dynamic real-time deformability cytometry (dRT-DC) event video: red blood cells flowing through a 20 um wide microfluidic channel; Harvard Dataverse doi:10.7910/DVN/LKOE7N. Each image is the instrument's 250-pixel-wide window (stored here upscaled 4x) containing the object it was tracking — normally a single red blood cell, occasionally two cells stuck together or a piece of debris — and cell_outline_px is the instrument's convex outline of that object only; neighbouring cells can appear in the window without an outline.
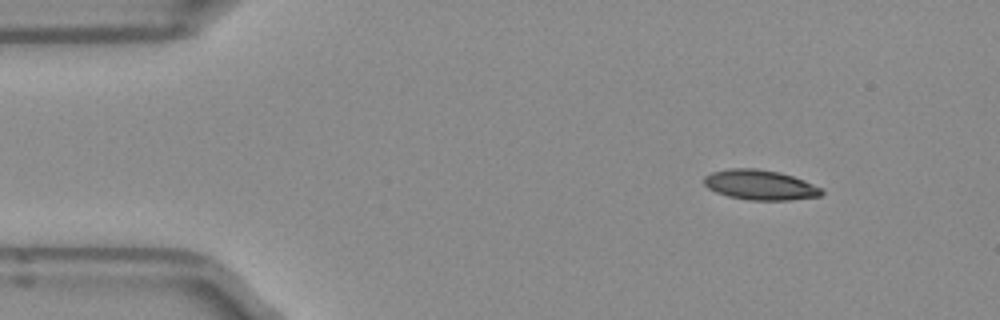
{"species": "Egyptian fruit bat (a non-hibernating species)", "species_latin": "Rousettus aegyptiacus", "temperature_condition": "room temperature", "stored_images_in_passage": 46, "camera_frame_rate_fps": 3000, "um_per_image_px": 0.085, "frame": {"image": 1, "passage_image": 1, "time_ms": 0.0, "image_size_px": [1000, 320], "cell_outline_px": [[824, 192], [820, 196], [792, 200], [748, 200], [728, 196], [716, 192], [708, 188], [704, 184], [704, 176], [712, 172], [728, 168], [756, 168], [780, 172], [804, 180], [824, 188]], "centroid_in_image_um": [64.63, 15.71], "position_along_channel_um": 20.4, "area_um2": 20.75}}
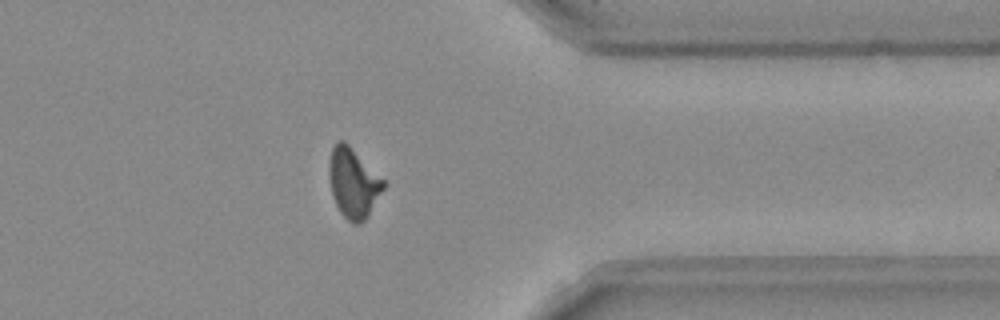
{"frame": {"image": 2, "passage_image": 35, "time_ms": 11.333, "image_size_px": [1000, 320], "cell_outline_px": [[384, 188], [364, 220], [360, 224], [352, 224], [340, 212], [336, 204], [332, 192], [328, 168], [332, 148], [340, 140], [344, 140], [384, 180]], "centroid_in_image_um": [30.02, 15.55], "position_along_channel_um": 381.4, "area_um2": 21.5}}
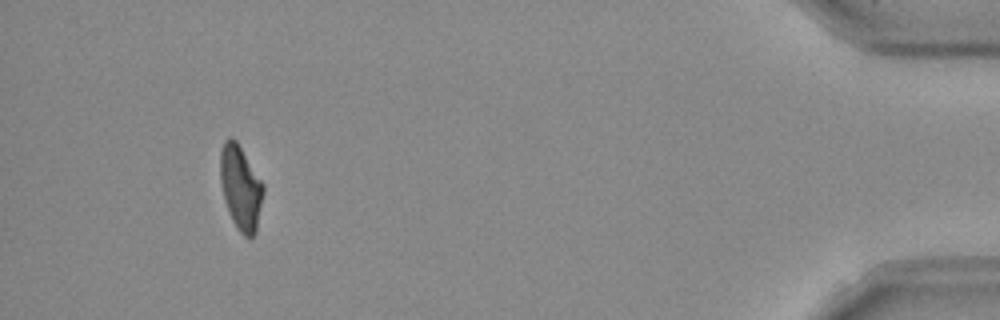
{"frame": {"image": 3, "passage_image": 42, "time_ms": 13.667, "image_size_px": [1000, 320], "cell_outline_px": [[264, 192], [256, 232], [252, 236], [244, 236], [240, 232], [232, 220], [224, 200], [220, 180], [220, 152], [224, 140], [228, 136], [236, 140], [264, 184]], "centroid_in_image_um": [20.45, 15.93], "position_along_channel_um": 414.7, "area_um2": 21.15}, "authors_computed_cell_mechanics": {"area_um2": 21.2993, "velocity_mm_per_s": 3.9703, "shape_relaxation_time_tau1_ms": null, "shape_relaxation_time_tau2_ms": 4.2499, "deformation_change_tau1": null, "deformation_change_tau2": 0.1209}}